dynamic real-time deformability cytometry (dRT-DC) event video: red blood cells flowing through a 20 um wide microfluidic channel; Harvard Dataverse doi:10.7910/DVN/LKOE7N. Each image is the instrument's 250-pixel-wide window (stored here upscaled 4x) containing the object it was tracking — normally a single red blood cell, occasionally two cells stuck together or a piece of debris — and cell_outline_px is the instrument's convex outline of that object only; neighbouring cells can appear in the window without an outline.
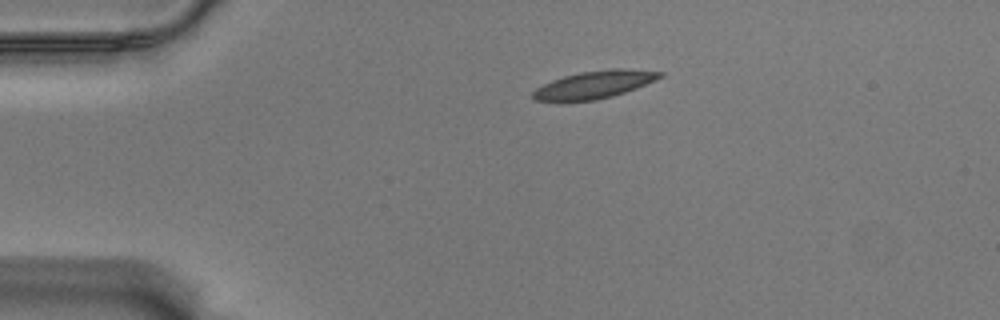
{"species": "Egyptian fruit bat (a non-hibernating species)", "species_latin": "Rousettus aegyptiacus", "temperature_condition": "warm", "stored_images_in_passage": 46, "camera_frame_rate_fps": 3000, "um_per_image_px": 0.085, "animal": {"sex": "male"}, "frame": {"image": 1, "passage_image": 1, "time_ms": 0.0, "image_size_px": [1000, 320], "cell_outline_px": [[664, 76], [656, 80], [636, 88], [612, 96], [596, 100], [536, 100], [532, 96], [532, 92], [536, 88], [552, 80], [564, 76], [580, 72], [612, 68], [620, 68], [664, 72]], "centroid_in_image_um": [50.56, 7.17], "position_along_channel_um": 34.4, "area_um2": 20.11}}
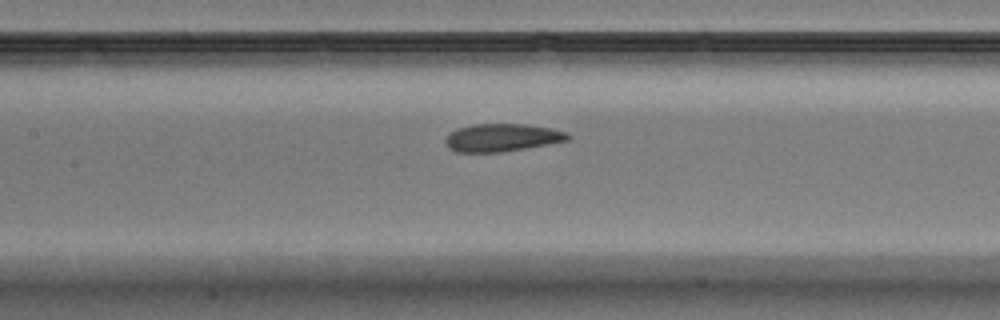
{"frame": {"image": 2, "passage_image": 16, "time_ms": 5.0, "image_size_px": [1000, 320], "cell_outline_px": [[572, 136], [568, 140], [548, 144], [500, 152], [456, 152], [448, 148], [444, 140], [456, 128], [472, 124], [528, 124], [552, 128], [568, 132]], "centroid_in_image_um": [42.69, 11.69], "position_along_channel_um": 164.7, "area_um2": 19.88}}
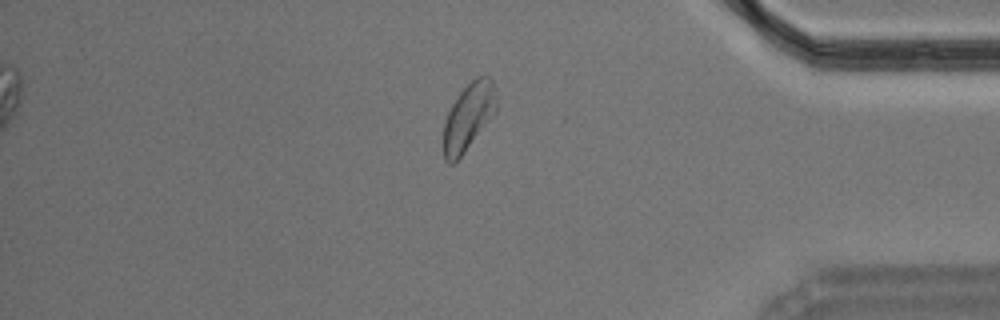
{"frame": {"image": 3, "passage_image": 38, "time_ms": 12.333, "image_size_px": [1000, 320], "cell_outline_px": [[496, 112], [464, 152], [452, 164], [448, 164], [444, 160], [444, 124], [448, 112], [452, 104], [460, 92], [476, 76], [488, 76], [492, 80], [496, 100]], "centroid_in_image_um": [39.81, 9.92], "position_along_channel_um": 395.4, "area_um2": 20.29}, "authors_computed_cell_mechanics": {"area_um2": 20.23, "velocity_mm_per_s": 3.5028, "shape_relaxation_time_tau1_ms": 5.463, "shape_relaxation_time_tau2_ms": 1.9028, "deformation_change_tau1": 0.1118, "deformation_change_tau2": 0.0726}}